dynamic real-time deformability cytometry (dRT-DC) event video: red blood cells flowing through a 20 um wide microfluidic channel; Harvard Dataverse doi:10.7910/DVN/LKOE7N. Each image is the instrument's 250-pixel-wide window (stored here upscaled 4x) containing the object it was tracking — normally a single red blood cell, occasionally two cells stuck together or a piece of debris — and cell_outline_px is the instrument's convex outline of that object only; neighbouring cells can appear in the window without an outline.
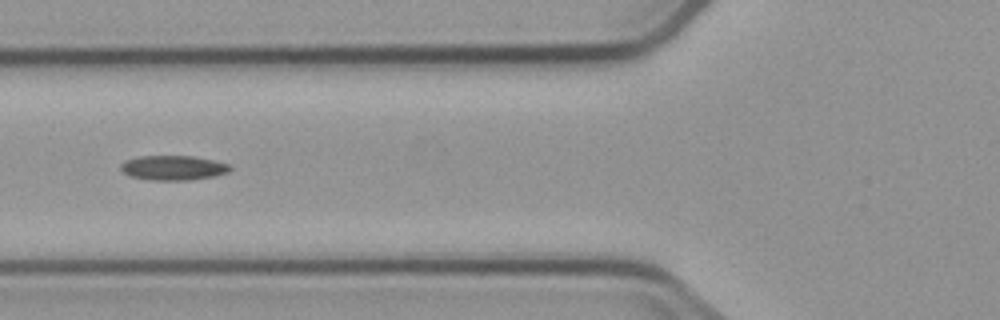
{"species": "common noctule bat (a hibernating species)", "species_latin": "Nyctalus noctula", "temperature_condition": "cold", "stored_images_in_passage": 9, "camera_frame_rate_fps": 3000, "um_per_image_px": 0.085, "animal": {"sex": "male", "body_mass_g": 23.1, "forearm_length_mm": 52.7}, "frame": {"image": 1, "passage_image": 6, "time_ms": 6.667, "image_size_px": [1000, 320], "cell_outline_px": [[232, 168], [228, 172], [212, 176], [192, 180], [148, 180], [132, 176], [124, 172], [120, 168], [120, 164], [124, 160], [140, 156], [192, 156], [212, 160], [228, 164]], "centroid_in_image_um": [14.69, 14.26], "position_along_channel_um": 111.1, "area_um2": 15.61}}
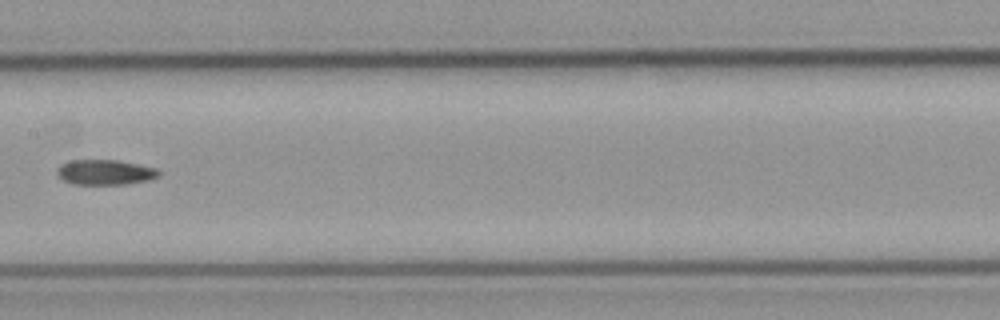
{"frame": {"image": 2, "passage_image": 8, "time_ms": 9.0, "image_size_px": [1000, 320], "cell_outline_px": [[160, 176], [148, 180], [128, 184], [72, 184], [64, 180], [56, 172], [56, 168], [60, 164], [68, 160], [116, 160], [156, 168], [160, 172]], "centroid_in_image_um": [8.91, 14.64], "position_along_channel_um": 198.5, "area_um2": 14.91}}
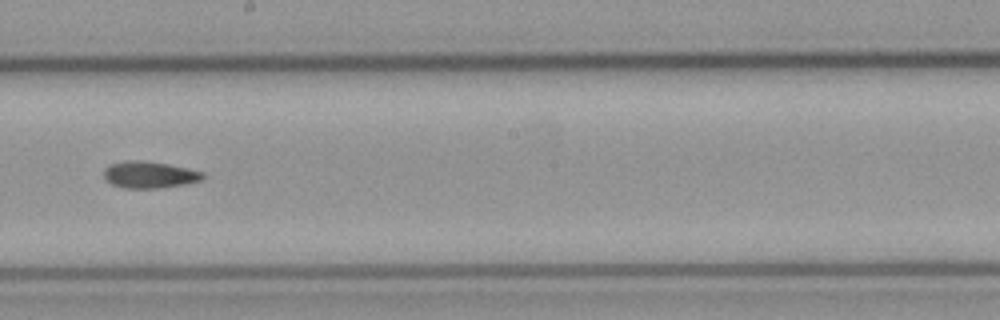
{"frame": {"image": 3, "passage_image": 9, "time_ms": 10.0, "image_size_px": [1000, 320], "cell_outline_px": [[204, 176], [200, 180], [184, 184], [156, 188], [124, 188], [112, 184], [104, 176], [104, 168], [112, 164], [128, 160], [140, 160], [168, 164], [188, 168], [204, 172]], "centroid_in_image_um": [12.7, 14.84], "position_along_channel_um": 235.5, "area_um2": 15.2}}